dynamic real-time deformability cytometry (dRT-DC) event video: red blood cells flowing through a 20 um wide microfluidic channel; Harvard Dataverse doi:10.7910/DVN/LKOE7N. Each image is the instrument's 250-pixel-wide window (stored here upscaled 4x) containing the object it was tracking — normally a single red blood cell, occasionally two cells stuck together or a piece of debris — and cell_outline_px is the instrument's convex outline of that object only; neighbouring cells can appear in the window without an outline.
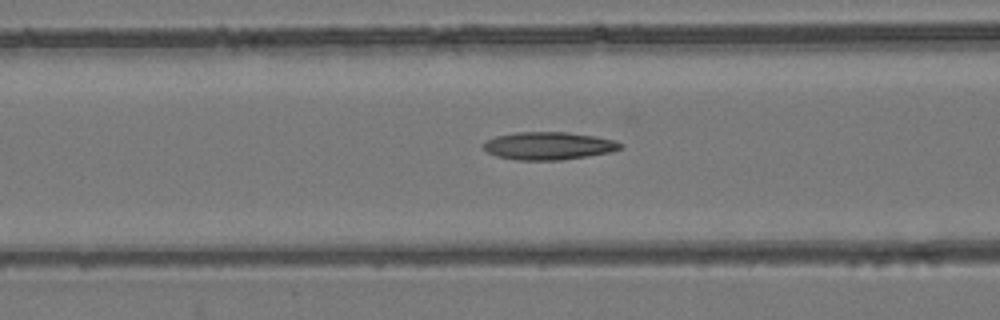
{"species": "common noctule bat (a hibernating species)", "species_latin": "Nyctalus noctula", "temperature_condition": "room temperature", "stored_images_in_passage": 55, "camera_frame_rate_fps": 3000, "um_per_image_px": 0.085, "animal": {"sex": "female", "body_mass_g": 24.6, "forearm_length_mm": 56.2}, "frame": {"image": 1, "passage_image": 23, "time_ms": 7.333, "image_size_px": [1000, 320], "cell_outline_px": [[624, 148], [608, 152], [560, 160], [516, 160], [496, 156], [488, 152], [484, 148], [484, 144], [488, 140], [496, 136], [516, 132], [568, 132], [596, 136], [612, 140], [624, 144]], "centroid_in_image_um": [46.64, 12.39], "position_along_channel_um": 120.0, "area_um2": 21.96}}
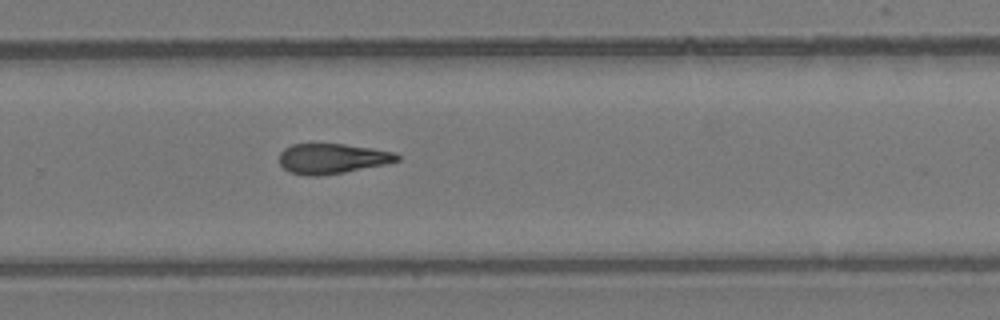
{"frame": {"image": 2, "passage_image": 37, "time_ms": 12.0, "image_size_px": [1000, 320], "cell_outline_px": [[400, 160], [384, 164], [344, 172], [320, 176], [308, 176], [288, 172], [280, 164], [280, 152], [284, 148], [292, 144], [344, 144], [372, 148], [396, 152], [400, 156]], "centroid_in_image_um": [28.23, 13.48], "position_along_channel_um": 301.6, "area_um2": 20.69}}
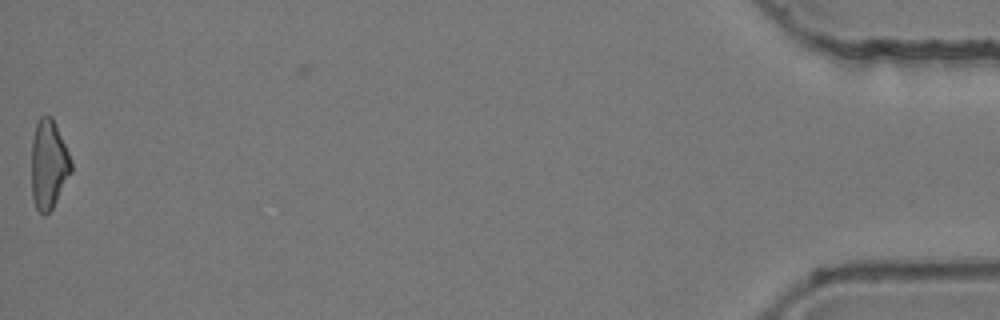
{"frame": {"image": 3, "passage_image": 55, "time_ms": 18.0, "image_size_px": [1000, 320], "cell_outline_px": [[72, 172], [52, 208], [44, 216], [36, 208], [32, 196], [32, 140], [36, 124], [40, 116], [52, 116], [72, 160]], "centroid_in_image_um": [4.14, 13.97], "position_along_channel_um": 431.1, "area_um2": 20.52}}